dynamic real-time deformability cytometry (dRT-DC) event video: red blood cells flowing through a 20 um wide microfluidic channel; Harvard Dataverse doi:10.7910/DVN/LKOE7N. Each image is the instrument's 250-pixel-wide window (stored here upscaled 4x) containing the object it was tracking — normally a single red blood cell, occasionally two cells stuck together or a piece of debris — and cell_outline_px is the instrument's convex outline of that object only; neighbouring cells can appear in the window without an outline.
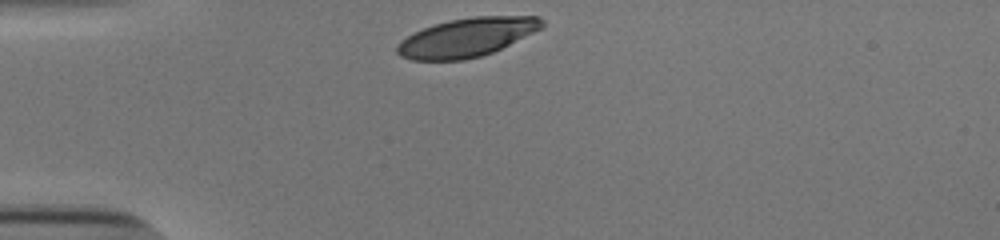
{"species": "human", "species_latin": "Homo sapiens", "temperature_condition": "cold", "stored_images_in_passage": 30, "camera_frame_rate_fps": 3000, "um_per_image_px": 0.085, "donor": {"sex": "male"}, "frame": {"image": 1, "passage_image": 1, "time_ms": 0.0, "image_size_px": [1000, 240], "cell_outline_px": [[544, 24], [540, 28], [492, 52], [480, 56], [464, 60], [412, 60], [400, 56], [396, 52], [396, 44], [400, 40], [424, 28], [448, 20], [472, 16], [540, 16], [544, 20]], "centroid_in_image_um": [39.64, 3.17], "position_along_channel_um": 45.4, "area_um2": 32.37}}
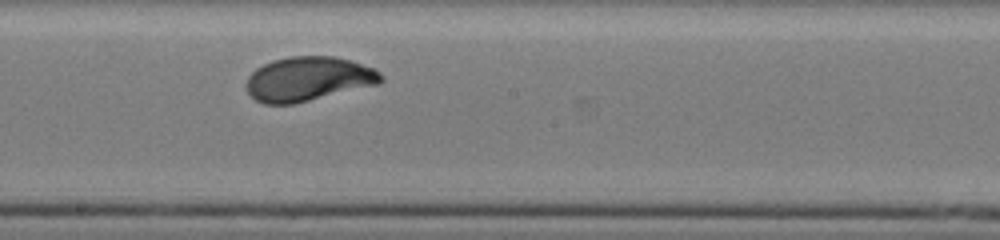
{"frame": {"image": 2, "passage_image": 17, "time_ms": 5.333, "image_size_px": [1000, 240], "cell_outline_px": [[384, 80], [380, 84], [292, 104], [264, 104], [256, 100], [248, 92], [248, 76], [256, 68], [272, 60], [292, 56], [336, 56], [372, 68], [380, 72], [384, 76]], "centroid_in_image_um": [26.23, 6.71], "position_along_channel_um": 222.0, "area_um2": 34.56}}
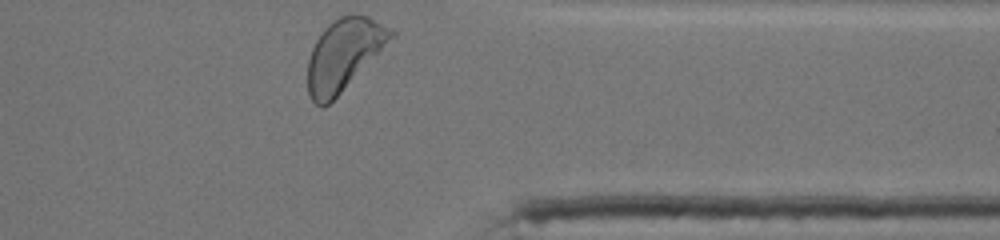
{"frame": {"image": 3, "passage_image": 30, "time_ms": 9.667, "image_size_px": [1000, 240], "cell_outline_px": [[396, 36], [324, 108], [320, 108], [312, 100], [308, 92], [308, 60], [312, 48], [316, 40], [324, 28], [328, 24], [340, 16], [352, 12], [368, 16], [392, 28], [396, 32]], "centroid_in_image_um": [29.24, 4.59], "position_along_channel_um": 382.2, "area_um2": 34.56}, "authors_computed_cell_mechanics": {"area_um2": 34.1598, "velocity_mm_per_s": 3.8413, "shape_relaxation_time_tau1_ms": 2.1681, "shape_relaxation_time_tau2_ms": null, "deformation_change_tau1": 0.1259, "deformation_change_tau2": null}}